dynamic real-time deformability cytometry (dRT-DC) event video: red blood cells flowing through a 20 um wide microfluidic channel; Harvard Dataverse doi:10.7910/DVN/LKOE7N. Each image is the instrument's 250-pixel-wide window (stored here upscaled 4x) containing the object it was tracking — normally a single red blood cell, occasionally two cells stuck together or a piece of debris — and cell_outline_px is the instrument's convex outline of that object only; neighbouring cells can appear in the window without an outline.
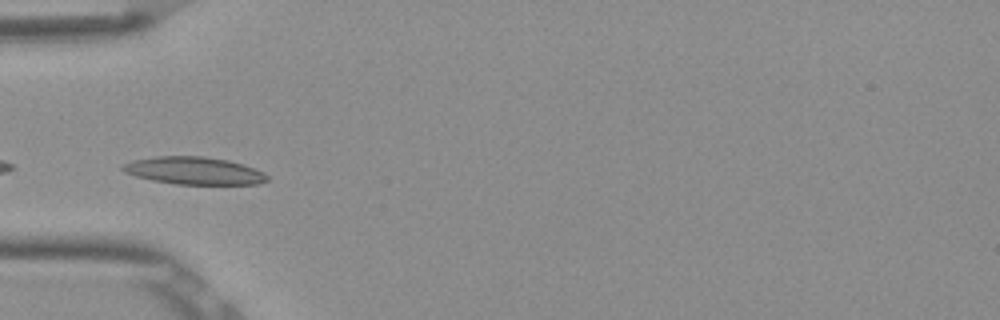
{"species": "Egyptian fruit bat (a non-hibernating species)", "species_latin": "Rousettus aegyptiacus", "temperature_condition": "room temperature", "stored_images_in_passage": 4, "camera_frame_rate_fps": 3000, "um_per_image_px": 0.085, "frame": {"image": 1, "passage_image": 4, "time_ms": 1.0, "image_size_px": [1000, 320], "cell_outline_px": [[268, 180], [256, 184], [176, 184], [152, 180], [136, 176], [124, 172], [120, 168], [120, 164], [132, 160], [156, 156], [204, 156], [228, 160], [264, 172], [268, 176]], "centroid_in_image_um": [16.43, 14.5], "position_along_channel_um": 68.6, "area_um2": 23.12}}